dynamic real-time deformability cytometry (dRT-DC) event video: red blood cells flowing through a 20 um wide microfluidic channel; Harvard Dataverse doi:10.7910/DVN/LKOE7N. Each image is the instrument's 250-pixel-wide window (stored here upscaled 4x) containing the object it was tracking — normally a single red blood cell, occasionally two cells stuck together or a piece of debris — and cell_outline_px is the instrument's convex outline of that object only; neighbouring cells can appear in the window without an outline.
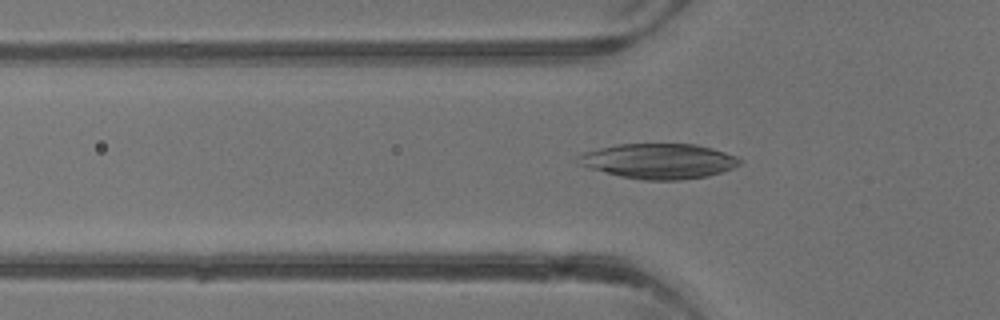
{"species": "common noctule bat (a hibernating species)", "species_latin": "Nyctalus noctula", "temperature_condition": "warm", "stored_images_in_passage": 3, "camera_frame_rate_fps": 3000, "um_per_image_px": 0.085, "animal": {"sex": "male", "body_mass_g": 13.3}, "frame": {"image": 1, "passage_image": 3, "time_ms": 3.333, "image_size_px": [1000, 320], "cell_outline_px": [[744, 160], [740, 164], [732, 168], [708, 176], [680, 180], [644, 180], [620, 176], [588, 168], [576, 164], [576, 156], [584, 152], [616, 144], [696, 144], [712, 148], [736, 156]], "centroid_in_image_um": [55.97, 13.69], "position_along_channel_um": 69.8, "area_um2": 33.23}}